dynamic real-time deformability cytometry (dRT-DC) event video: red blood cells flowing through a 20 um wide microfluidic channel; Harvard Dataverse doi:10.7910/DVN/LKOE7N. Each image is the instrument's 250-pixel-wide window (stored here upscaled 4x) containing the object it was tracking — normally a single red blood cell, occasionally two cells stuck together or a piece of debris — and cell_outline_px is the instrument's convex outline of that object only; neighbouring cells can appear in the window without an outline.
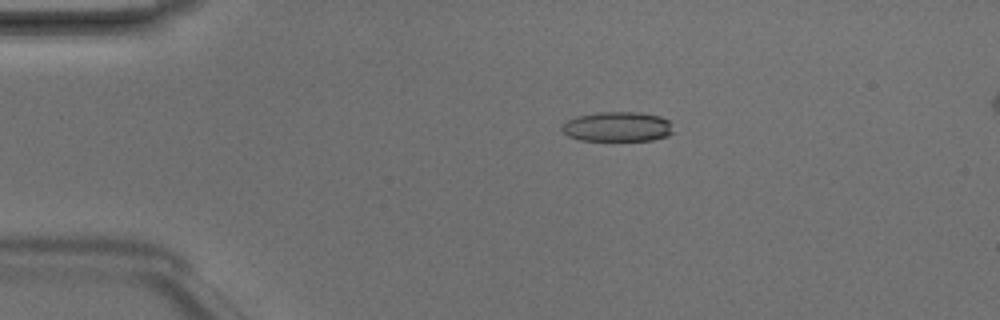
{"species": "Egyptian fruit bat (a non-hibernating species)", "species_latin": "Rousettus aegyptiacus", "temperature_condition": "room temperature", "stored_images_in_passage": 5, "camera_frame_rate_fps": 3000, "um_per_image_px": 0.085, "animal": {"sex": "male"}, "frame": {"image": 1, "passage_image": 3, "time_ms": 0.667, "image_size_px": [1000, 320], "cell_outline_px": [[672, 132], [668, 136], [652, 140], [580, 140], [568, 136], [560, 128], [568, 120], [576, 116], [596, 112], [640, 112], [660, 116], [668, 120]], "centroid_in_image_um": [52.46, 10.76], "position_along_channel_um": 32.5, "area_um2": 19.25}}